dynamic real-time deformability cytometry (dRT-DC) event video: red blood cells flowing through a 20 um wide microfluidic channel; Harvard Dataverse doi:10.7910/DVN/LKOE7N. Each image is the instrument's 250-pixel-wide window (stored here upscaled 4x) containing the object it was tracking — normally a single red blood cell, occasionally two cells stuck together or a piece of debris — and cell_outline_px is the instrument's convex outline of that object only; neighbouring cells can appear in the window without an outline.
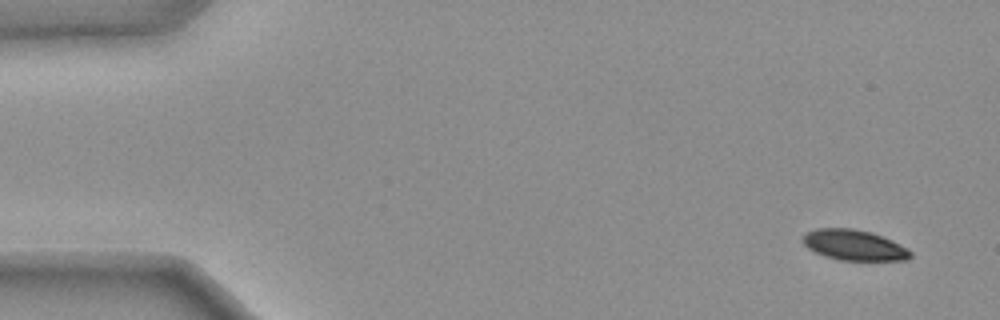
{"species": "common noctule bat (a hibernating species)", "species_latin": "Nyctalus noctula", "temperature_condition": "warm", "stored_images_in_passage": 45, "camera_frame_rate_fps": 3000, "um_per_image_px": 0.085, "animal": {"sex": "female", "body_mass_g": 25.1}, "frame": {"image": 1, "passage_image": 1, "time_ms": 0.0, "image_size_px": [1000, 320], "cell_outline_px": [[912, 256], [904, 260], [840, 260], [824, 256], [808, 248], [800, 240], [808, 232], [816, 228], [852, 228], [872, 232], [892, 240], [908, 248], [912, 252]], "centroid_in_image_um": [72.6, 20.83], "position_along_channel_um": 12.4, "area_um2": 19.19}}
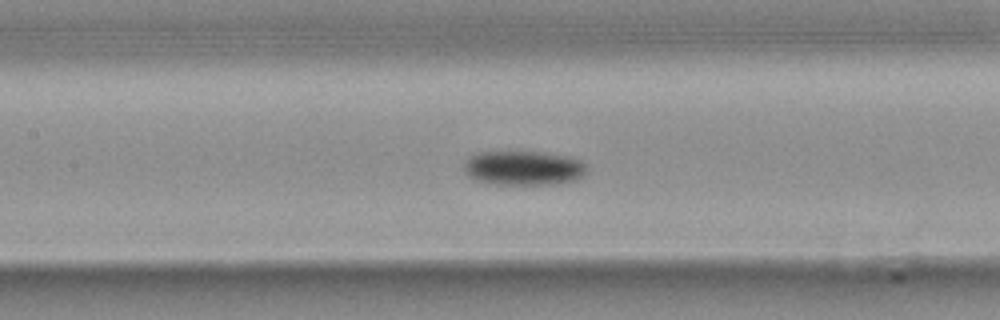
{"frame": {"image": 2, "passage_image": 23, "time_ms": 7.333, "image_size_px": [1000, 320], "cell_outline_px": [[588, 168], [584, 176], [576, 180], [556, 184], [496, 184], [476, 180], [468, 176], [464, 172], [464, 160], [468, 156], [476, 152], [544, 152], [568, 156], [580, 160]], "centroid_in_image_um": [44.49, 14.28], "position_along_channel_um": 162.9, "area_um2": 24.91}}
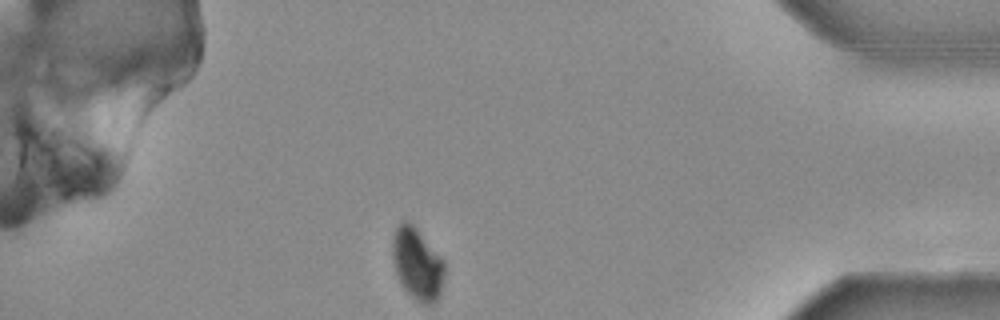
{"frame": {"image": 3, "passage_image": 45, "time_ms": 14.667, "image_size_px": [1000, 320], "cell_outline_px": [[444, 280], [440, 292], [436, 300], [432, 304], [424, 304], [412, 296], [400, 284], [392, 260], [392, 236], [396, 228], [404, 220], [412, 224], [416, 228], [444, 260]], "centroid_in_image_um": [35.45, 22.43], "position_along_channel_um": 399.7, "area_um2": 21.62}, "authors_computed_cell_mechanics": {"area_um2": 24.5072, "velocity_mm_per_s": 3.7163, "shape_relaxation_time_tau1_ms": 3.5057, "shape_relaxation_time_tau2_ms": null, "deformation_change_tau1": 0.1384, "deformation_change_tau2": null}}